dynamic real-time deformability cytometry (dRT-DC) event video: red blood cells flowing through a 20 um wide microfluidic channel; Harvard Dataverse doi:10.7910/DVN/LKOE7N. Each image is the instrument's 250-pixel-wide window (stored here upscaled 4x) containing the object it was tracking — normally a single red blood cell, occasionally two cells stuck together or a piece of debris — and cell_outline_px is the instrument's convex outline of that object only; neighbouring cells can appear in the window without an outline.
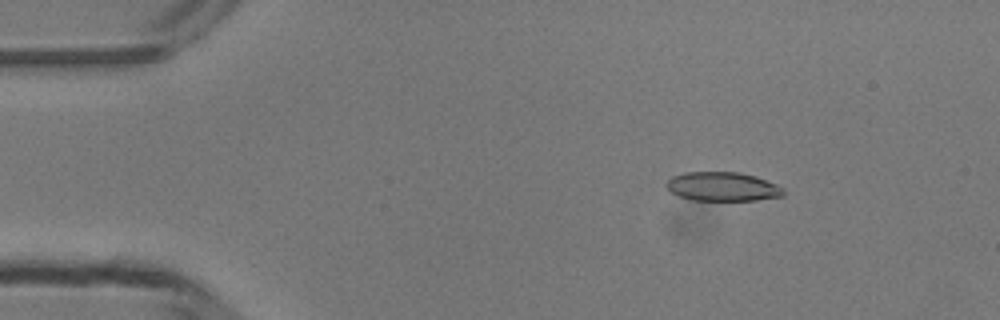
{"species": "common noctule bat (a hibernating species)", "species_latin": "Nyctalus noctula", "temperature_condition": "room temperature", "stored_images_in_passage": 49, "camera_frame_rate_fps": 3000, "um_per_image_px": 0.085, "animal": {"sex": "male", "body_mass_g": 13.3}, "frame": {"image": 1, "passage_image": 7, "time_ms": 2.0, "image_size_px": [1000, 320], "cell_outline_px": [[784, 196], [756, 200], [692, 200], [680, 196], [672, 192], [664, 184], [672, 176], [684, 172], [740, 172], [756, 176], [776, 184], [784, 188]], "centroid_in_image_um": [61.43, 15.85], "position_along_channel_um": 23.6, "area_um2": 19.83}}
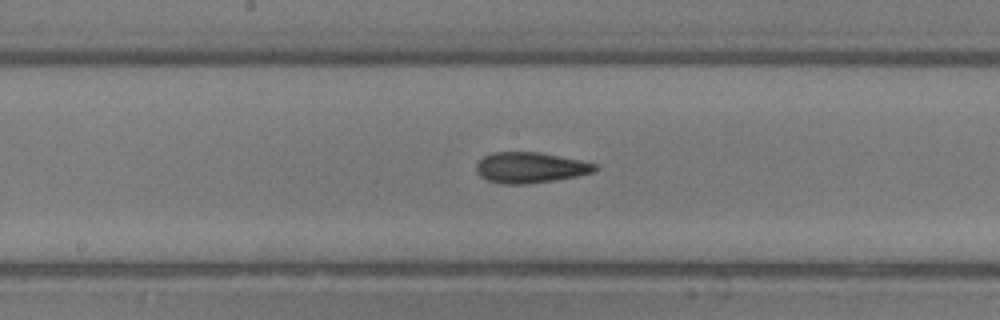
{"frame": {"image": 2, "passage_image": 25, "time_ms": 8.0, "image_size_px": [1000, 320], "cell_outline_px": [[596, 172], [576, 176], [528, 184], [504, 184], [488, 180], [480, 176], [476, 172], [476, 164], [484, 156], [492, 152], [540, 152], [580, 160], [596, 164]], "centroid_in_image_um": [45.05, 14.24], "position_along_channel_um": 203.1, "area_um2": 21.15}}
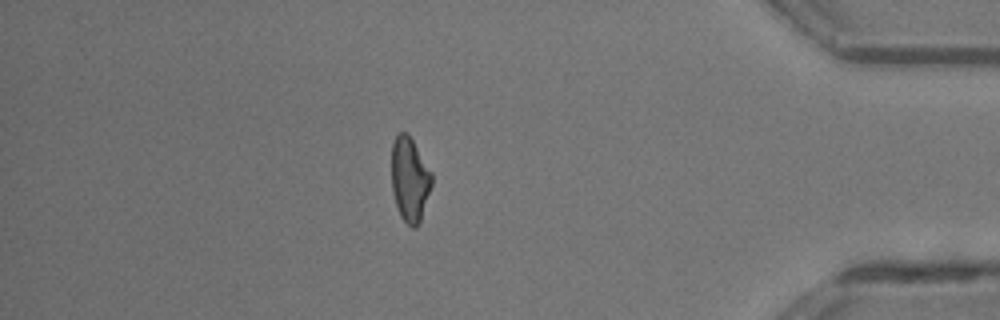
{"frame": {"image": 3, "passage_image": 42, "time_ms": 13.667, "image_size_px": [1000, 320], "cell_outline_px": [[432, 184], [420, 220], [416, 228], [412, 228], [400, 216], [392, 192], [392, 144], [396, 136], [400, 132], [408, 132], [432, 172]], "centroid_in_image_um": [34.83, 15.22], "position_along_channel_um": 400.4, "area_um2": 19.71}, "authors_computed_cell_mechanics": {"area_um2": 20.519, "velocity_mm_per_s": 4.214, "shape_relaxation_time_tau1_ms": 4.8622, "shape_relaxation_time_tau2_ms": 3.4504, "deformation_change_tau1": 0.1366, "deformation_change_tau2": 0.1249}}